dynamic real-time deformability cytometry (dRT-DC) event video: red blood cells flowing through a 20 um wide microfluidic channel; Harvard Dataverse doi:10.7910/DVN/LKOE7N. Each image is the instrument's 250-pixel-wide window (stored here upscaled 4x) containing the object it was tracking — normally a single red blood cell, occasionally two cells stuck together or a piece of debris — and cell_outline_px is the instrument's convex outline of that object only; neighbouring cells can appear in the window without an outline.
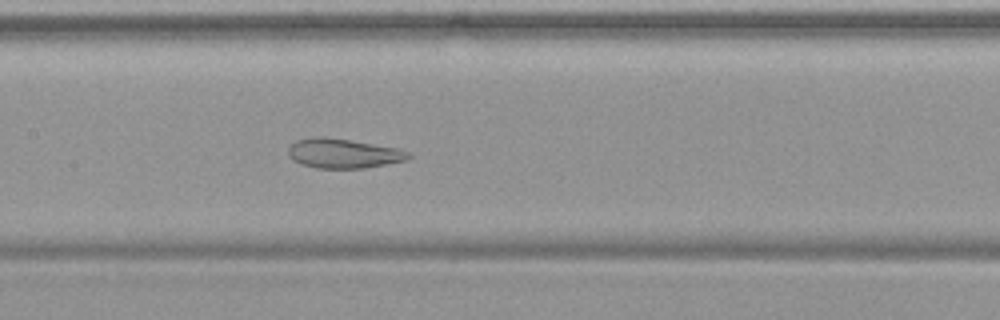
{"species": "common noctule bat (a hibernating species)", "species_latin": "Nyctalus noctula", "temperature_condition": "warm", "stored_images_in_passage": 47, "camera_frame_rate_fps": 3000, "um_per_image_px": 0.085, "animal": {"sex": "female", "body_mass_g": 19.9}, "frame": {"image": 1, "passage_image": 27, "time_ms": 8.667, "image_size_px": [1000, 320], "cell_outline_px": [[412, 156], [408, 160], [364, 168], [316, 168], [300, 164], [292, 160], [288, 156], [288, 148], [296, 140], [324, 136], [396, 148], [408, 152]], "centroid_in_image_um": [29.15, 13.05], "position_along_channel_um": 178.2, "area_um2": 20.52}}
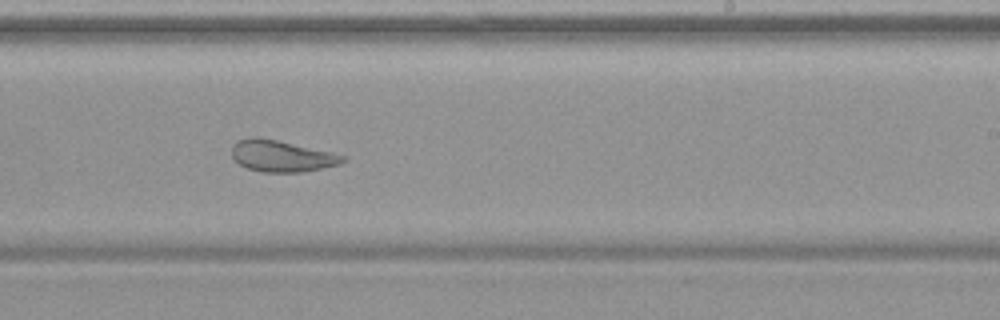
{"frame": {"image": 2, "passage_image": 34, "time_ms": 11.0, "image_size_px": [1000, 320], "cell_outline_px": [[348, 160], [340, 164], [300, 172], [264, 172], [248, 168], [240, 164], [232, 156], [232, 144], [236, 140], [248, 136], [256, 136], [276, 140], [332, 152], [348, 156]], "centroid_in_image_um": [23.94, 13.24], "position_along_channel_um": 265.1, "area_um2": 20.4}}
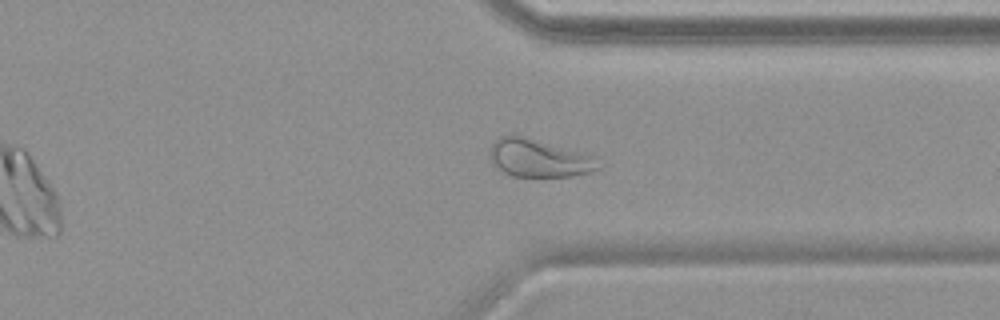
{"frame": {"image": 3, "passage_image": 42, "time_ms": 13.667, "image_size_px": [1000, 320], "cell_outline_px": [[604, 164], [600, 168], [588, 172], [572, 176], [512, 176], [504, 172], [492, 164], [492, 144], [500, 136], [512, 132], [576, 152], [588, 156]], "centroid_in_image_um": [45.75, 13.44], "position_along_channel_um": 365.7, "area_um2": 23.35}, "authors_computed_cell_mechanics": {"area_um2": 26.877, "velocity_mm_per_s": 3.7425, "shape_relaxation_time_tau1_ms": null, "shape_relaxation_time_tau2_ms": 1.9036, "deformation_change_tau1": null, "deformation_change_tau2": 0.0944}}